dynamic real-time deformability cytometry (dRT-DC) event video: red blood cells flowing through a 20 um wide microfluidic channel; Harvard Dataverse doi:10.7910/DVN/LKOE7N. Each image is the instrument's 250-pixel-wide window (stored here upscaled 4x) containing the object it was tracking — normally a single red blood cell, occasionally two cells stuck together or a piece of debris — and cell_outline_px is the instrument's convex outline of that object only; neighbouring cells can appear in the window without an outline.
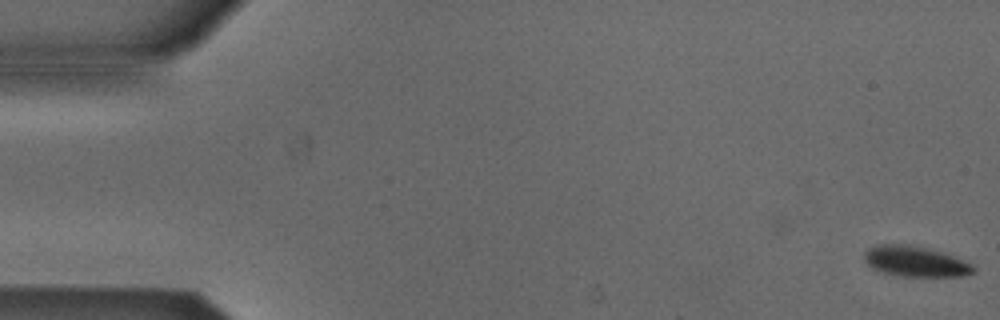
{"species": "Egyptian fruit bat (a non-hibernating species)", "species_latin": "Rousettus aegyptiacus", "temperature_condition": "cold", "stored_images_in_passage": 51, "camera_frame_rate_fps": 3000, "um_per_image_px": 0.085, "animal": {"sex": "male"}, "frame": {"image": 1, "passage_image": 1, "time_ms": 0.0, "image_size_px": [1000, 320], "cell_outline_px": [[976, 272], [960, 276], [900, 276], [884, 272], [872, 268], [864, 260], [864, 252], [868, 248], [876, 244], [908, 244], [928, 248], [944, 252], [956, 256], [972, 264], [976, 268]], "centroid_in_image_um": [77.83, 22.2], "position_along_channel_um": 7.2, "area_um2": 19.59}}
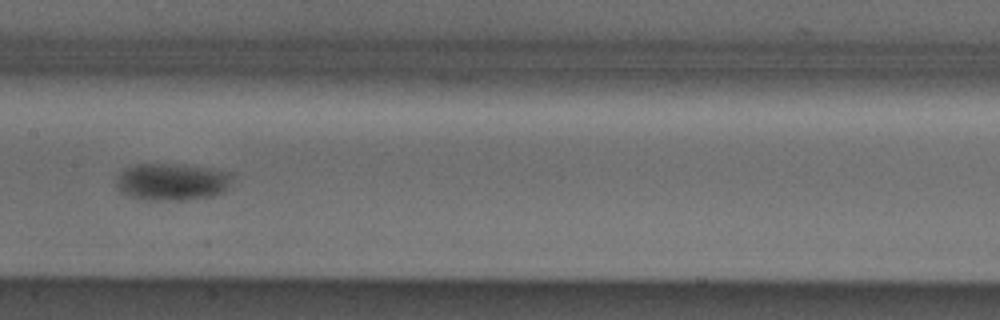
{"frame": {"image": 2, "passage_image": 27, "time_ms": 8.667, "image_size_px": [1000, 320], "cell_outline_px": [[232, 176], [228, 184], [220, 192], [212, 196], [188, 200], [140, 200], [120, 192], [116, 188], [116, 180], [120, 172], [124, 168], [136, 164], [168, 164], [232, 172]], "centroid_in_image_um": [14.51, 15.48], "position_along_channel_um": 192.9, "area_um2": 24.8}}
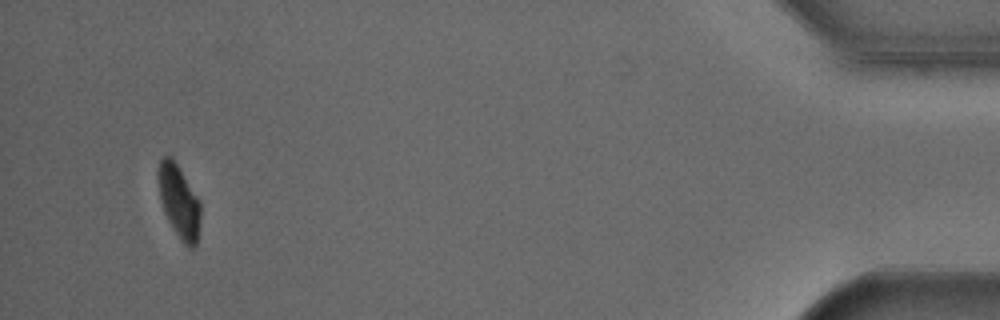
{"frame": {"image": 3, "passage_image": 51, "time_ms": 16.667, "image_size_px": [1000, 320], "cell_outline_px": [[200, 220], [196, 244], [192, 248], [188, 248], [180, 240], [168, 220], [164, 212], [160, 200], [160, 160], [164, 156], [172, 156], [200, 200]], "centroid_in_image_um": [15.25, 17.16], "position_along_channel_um": 419.9, "area_um2": 17.63}, "authors_computed_cell_mechanics": {"area_um2": 22.3108, "velocity_mm_per_s": 3.8527, "shape_relaxation_time_tau1_ms": 1.3752, "shape_relaxation_time_tau2_ms": null, "deformation_change_tau1": 0.0642, "deformation_change_tau2": null}}